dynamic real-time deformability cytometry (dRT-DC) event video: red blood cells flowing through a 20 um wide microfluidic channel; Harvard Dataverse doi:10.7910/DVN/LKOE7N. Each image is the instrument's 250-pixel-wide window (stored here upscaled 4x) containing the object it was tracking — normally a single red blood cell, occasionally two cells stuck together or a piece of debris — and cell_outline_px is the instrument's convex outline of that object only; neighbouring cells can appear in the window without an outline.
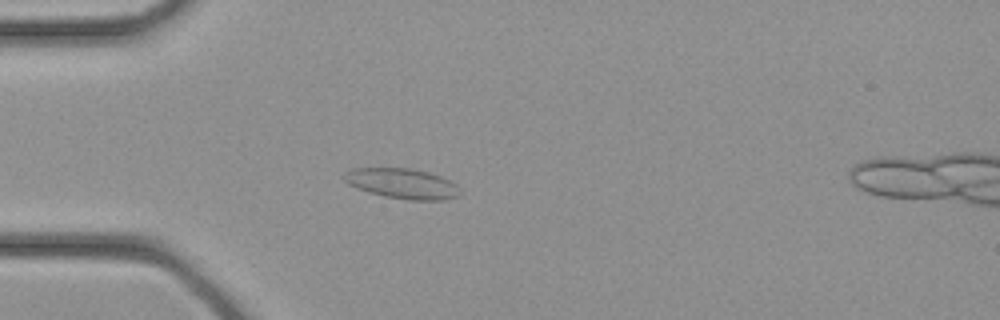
{"species": "common noctule bat (a hibernating species)", "species_latin": "Nyctalus noctula", "temperature_condition": "cold", "stored_images_in_passage": 30, "camera_frame_rate_fps": 3000, "um_per_image_px": 0.085, "animal": {"sex": "female", "body_mass_g": 21.9}, "frame": {"image": 1, "passage_image": 9, "time_ms": 2.667, "image_size_px": [1000, 320], "cell_outline_px": [[460, 196], [444, 200], [408, 200], [384, 196], [368, 192], [356, 188], [348, 184], [344, 180], [344, 172], [352, 168], [412, 168], [428, 172], [440, 176], [456, 184], [460, 192]], "centroid_in_image_um": [34.18, 15.6], "position_along_channel_um": 50.8, "area_um2": 20.52}}
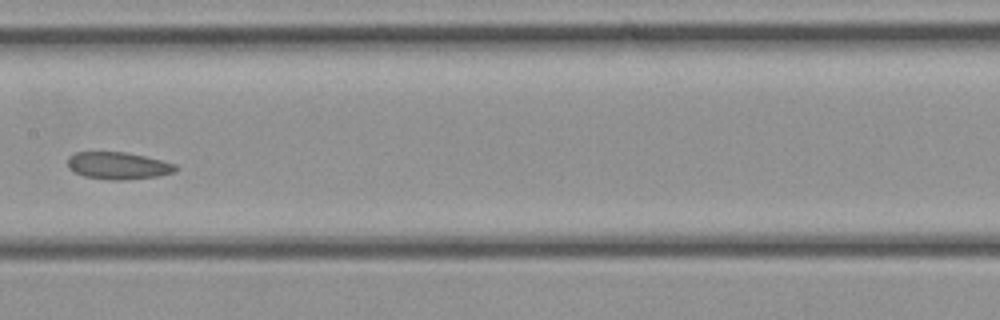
{"frame": {"image": 2, "passage_image": 17, "time_ms": 5.333, "image_size_px": [1000, 320], "cell_outline_px": [[180, 168], [172, 172], [156, 176], [124, 180], [112, 180], [84, 176], [68, 168], [68, 156], [76, 152], [124, 152], [144, 156], [176, 164]], "centroid_in_image_um": [10.03, 14.08], "position_along_channel_um": 197.4, "area_um2": 16.94}}
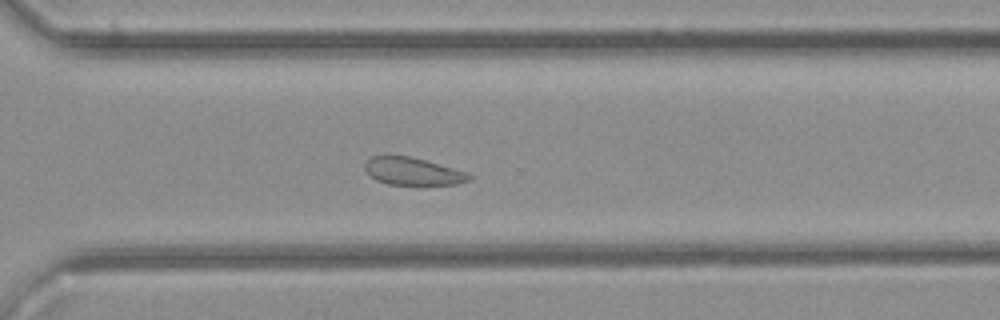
{"frame": {"image": 3, "passage_image": 24, "time_ms": 7.667, "image_size_px": [1000, 320], "cell_outline_px": [[472, 176], [468, 180], [456, 184], [424, 188], [420, 188], [388, 184], [376, 180], [364, 168], [364, 164], [372, 156], [384, 152], [408, 156], [424, 160], [468, 172]], "centroid_in_image_um": [35.07, 14.59], "position_along_channel_um": 335.5, "area_um2": 17.86}}